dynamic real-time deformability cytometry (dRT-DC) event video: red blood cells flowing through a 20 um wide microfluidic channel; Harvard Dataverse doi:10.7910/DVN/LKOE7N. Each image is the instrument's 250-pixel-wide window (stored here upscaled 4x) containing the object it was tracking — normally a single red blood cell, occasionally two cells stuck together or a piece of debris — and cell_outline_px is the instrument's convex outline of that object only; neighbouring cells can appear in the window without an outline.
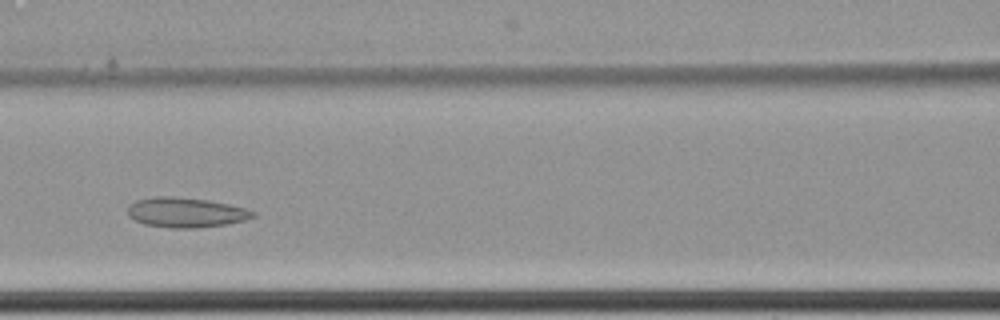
{"species": "common noctule bat (a hibernating species)", "species_latin": "Nyctalus noctula", "temperature_condition": "cold", "stored_images_in_passage": 9, "camera_frame_rate_fps": 3000, "um_per_image_px": 0.085, "animal": {"sex": "female", "body_mass_g": 22.7, "forearm_length_mm": 54.2}, "frame": {"image": 1, "passage_image": 9, "time_ms": 2.667, "image_size_px": [1000, 320], "cell_outline_px": [[256, 216], [244, 220], [228, 224], [200, 228], [172, 228], [144, 224], [128, 216], [128, 204], [136, 200], [156, 196], [168, 196], [208, 200], [228, 204], [244, 208], [256, 212]], "centroid_in_image_um": [15.79, 18.06], "position_along_channel_um": 150.8, "area_um2": 21.85}}